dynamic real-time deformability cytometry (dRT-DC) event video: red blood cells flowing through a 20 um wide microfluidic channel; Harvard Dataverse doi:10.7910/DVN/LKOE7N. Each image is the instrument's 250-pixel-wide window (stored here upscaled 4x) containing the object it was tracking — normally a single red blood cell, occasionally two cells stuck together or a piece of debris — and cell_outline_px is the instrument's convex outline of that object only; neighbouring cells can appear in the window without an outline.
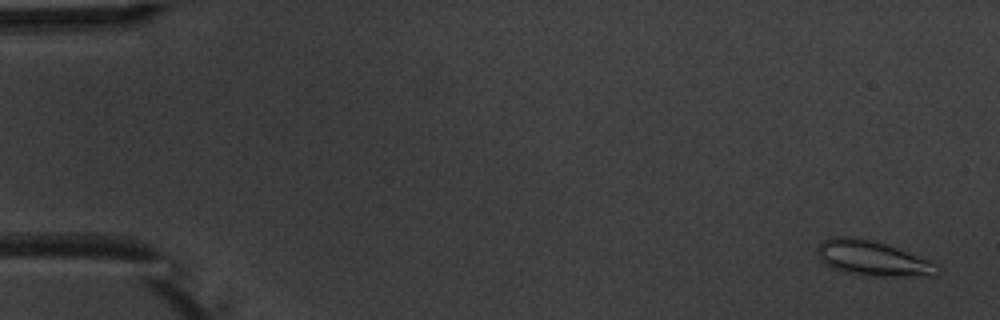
{"species": "common noctule bat (a hibernating species)", "species_latin": "Nyctalus noctula", "temperature_condition": "warm", "stored_images_in_passage": 5, "camera_frame_rate_fps": 3000, "um_per_image_px": 0.085, "animal": {"sex": "male", "body_mass_g": 20.1, "forearm_length_mm": 53.5}, "frame": {"image": 1, "passage_image": 1, "time_ms": 0.0, "image_size_px": [1000, 320], "cell_outline_px": [[940, 272], [932, 276], [864, 276], [844, 272], [832, 268], [824, 264], [820, 260], [816, 252], [816, 248], [820, 240], [832, 236], [856, 236], [888, 244], [928, 260], [936, 264], [940, 268]], "centroid_in_image_um": [74.1, 21.94], "position_along_channel_um": 10.9, "area_um2": 25.03}}